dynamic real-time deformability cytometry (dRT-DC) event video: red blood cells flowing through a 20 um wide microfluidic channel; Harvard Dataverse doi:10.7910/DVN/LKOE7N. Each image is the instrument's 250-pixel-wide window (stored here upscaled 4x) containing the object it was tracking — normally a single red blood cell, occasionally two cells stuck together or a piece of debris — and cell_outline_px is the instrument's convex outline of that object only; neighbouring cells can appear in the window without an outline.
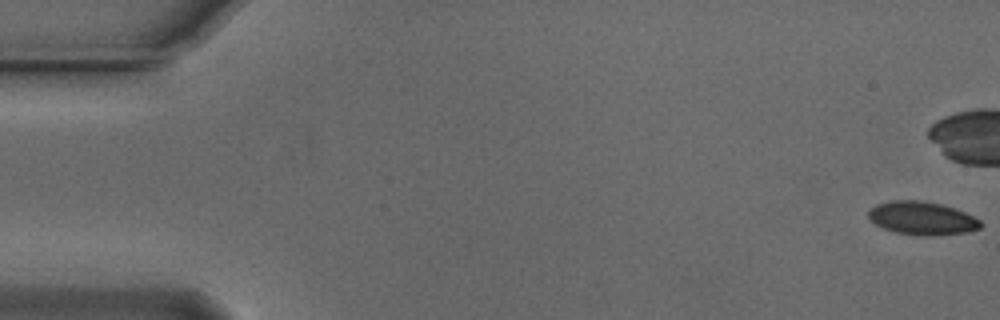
{"species": "Egyptian fruit bat (a non-hibernating species)", "species_latin": "Rousettus aegyptiacus", "temperature_condition": "cold", "stored_images_in_passage": 43, "camera_frame_rate_fps": 3000, "um_per_image_px": 0.085, "animal": {"sex": "male"}, "frame": {"image": 1, "passage_image": 1, "time_ms": 0.0, "image_size_px": [1000, 320], "cell_outline_px": [[984, 224], [980, 228], [968, 232], [928, 236], [924, 236], [896, 232], [884, 228], [876, 224], [868, 216], [868, 212], [876, 204], [892, 200], [920, 200], [940, 204], [964, 212], [980, 220]], "centroid_in_image_um": [78.39, 18.55], "position_along_channel_um": 6.6, "area_um2": 21.5}}
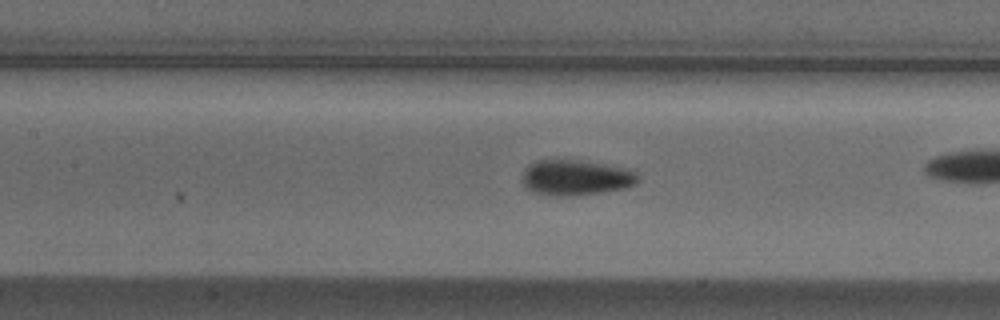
{"frame": {"image": 2, "passage_image": 25, "time_ms": 8.0, "image_size_px": [1000, 320], "cell_outline_px": [[640, 180], [636, 184], [628, 188], [600, 192], [568, 196], [556, 196], [536, 192], [528, 188], [524, 184], [524, 168], [528, 164], [536, 160], [576, 160], [632, 168], [640, 176]], "centroid_in_image_um": [49.03, 15.08], "position_along_channel_um": 158.4, "area_um2": 23.99}}
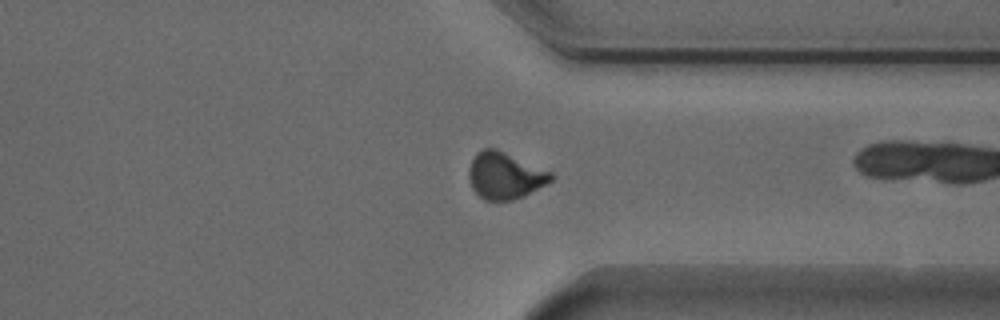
{"frame": {"image": 3, "passage_image": 42, "time_ms": 13.667, "image_size_px": [1000, 320], "cell_outline_px": [[556, 176], [552, 180], [524, 196], [512, 200], [484, 200], [472, 188], [468, 176], [468, 172], [472, 160], [476, 152], [484, 148], [496, 148], [552, 172]], "centroid_in_image_um": [42.92, 14.92], "position_along_channel_um": 368.5, "area_um2": 22.31}}